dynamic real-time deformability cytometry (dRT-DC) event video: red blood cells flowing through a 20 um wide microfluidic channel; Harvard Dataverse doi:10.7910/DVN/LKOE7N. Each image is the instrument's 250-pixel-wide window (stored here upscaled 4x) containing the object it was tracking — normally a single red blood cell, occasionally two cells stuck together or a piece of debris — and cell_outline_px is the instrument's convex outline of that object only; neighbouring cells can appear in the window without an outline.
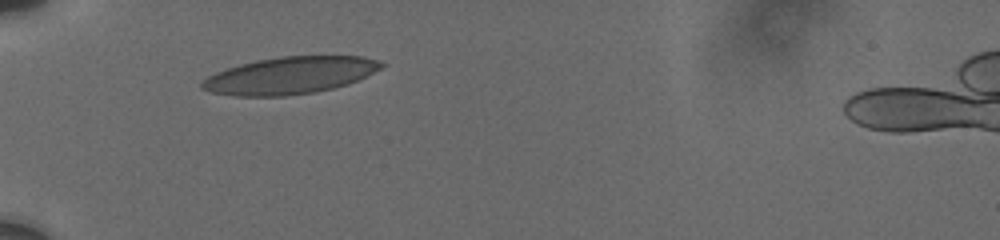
{"species": "human", "species_latin": "Homo sapiens", "temperature_condition": "cold", "stored_images_in_passage": 13, "camera_frame_rate_fps": 3000, "um_per_image_px": 0.085, "donor": {"sex": "male"}, "frame": {"image": 1, "passage_image": 1, "time_ms": 0.0, "image_size_px": [1000, 240], "cell_outline_px": [[384, 64], [380, 68], [348, 84], [316, 92], [284, 96], [236, 96], [208, 92], [200, 88], [200, 84], [208, 76], [216, 72], [240, 64], [256, 60], [280, 56], [364, 56], [380, 60]], "centroid_in_image_um": [24.61, 6.41], "position_along_channel_um": 60.4, "area_um2": 38.67}}
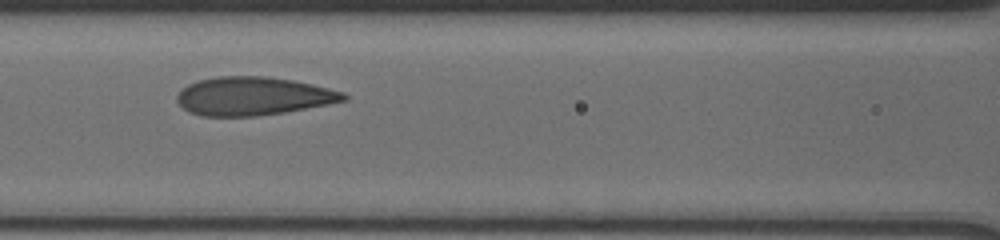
{"frame": {"image": 2, "passage_image": 6, "time_ms": 2.667, "image_size_px": [1000, 240], "cell_outline_px": [[348, 100], [328, 104], [284, 112], [256, 116], [200, 116], [188, 112], [176, 100], [176, 96], [188, 84], [196, 80], [216, 76], [264, 76], [292, 80], [312, 84], [344, 92], [348, 96]], "centroid_in_image_um": [21.51, 8.17], "position_along_channel_um": 145.1, "area_um2": 37.28}}
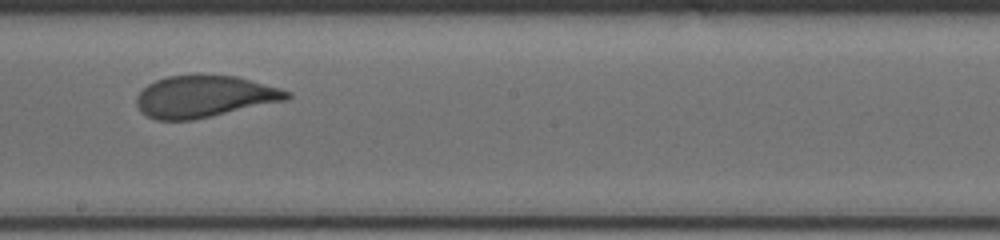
{"frame": {"image": 3, "passage_image": 11, "time_ms": 5.0, "image_size_px": [1000, 240], "cell_outline_px": [[292, 96], [288, 100], [192, 120], [156, 120], [140, 112], [136, 104], [136, 96], [148, 84], [156, 80], [168, 76], [196, 72], [200, 72], [236, 76], [280, 88], [292, 92]], "centroid_in_image_um": [17.37, 8.17], "position_along_channel_um": 230.8, "area_um2": 37.4}}